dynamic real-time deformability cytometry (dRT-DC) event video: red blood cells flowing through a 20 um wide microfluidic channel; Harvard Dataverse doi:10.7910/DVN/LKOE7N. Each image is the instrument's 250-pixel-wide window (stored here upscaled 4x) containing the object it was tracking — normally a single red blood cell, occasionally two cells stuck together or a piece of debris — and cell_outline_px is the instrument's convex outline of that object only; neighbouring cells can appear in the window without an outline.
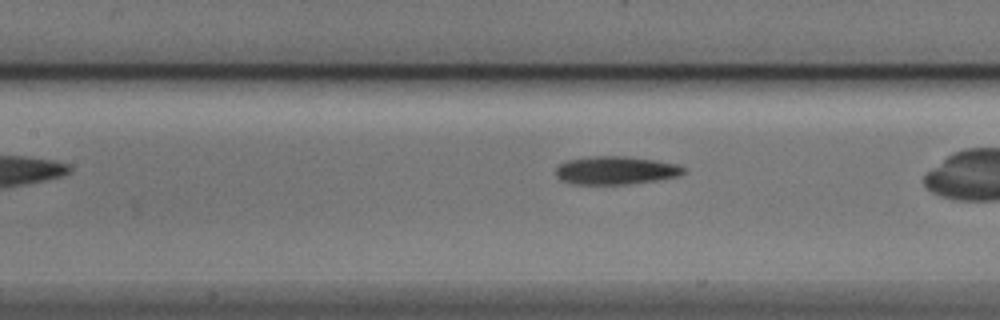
{"species": "Egyptian fruit bat (a non-hibernating species)", "species_latin": "Rousettus aegyptiacus", "temperature_condition": "cold", "stored_images_in_passage": 8, "camera_frame_rate_fps": 3000, "um_per_image_px": 0.085, "animal": {"sex": "male"}, "frame": {"image": 1, "passage_image": 5, "time_ms": 1.333, "image_size_px": [1000, 320], "cell_outline_px": [[684, 172], [680, 176], [656, 180], [624, 184], [572, 184], [560, 180], [556, 176], [556, 168], [560, 164], [568, 160], [592, 156], [624, 156], [656, 160], [676, 164], [684, 168]], "centroid_in_image_um": [52.31, 14.48], "position_along_channel_um": 155.1, "area_um2": 20.87}}